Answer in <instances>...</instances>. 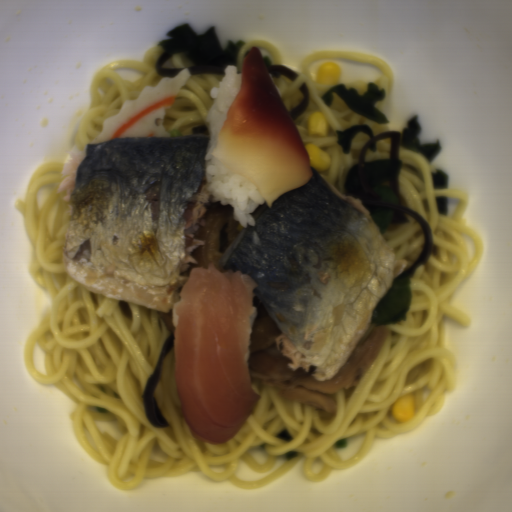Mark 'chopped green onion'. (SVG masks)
<instances>
[{"instance_id": "obj_2", "label": "chopped green onion", "mask_w": 512, "mask_h": 512, "mask_svg": "<svg viewBox=\"0 0 512 512\" xmlns=\"http://www.w3.org/2000/svg\"><path fill=\"white\" fill-rule=\"evenodd\" d=\"M171 133V137L172 136H183L181 131L180 130H177V129H173L171 131H169Z\"/></svg>"}, {"instance_id": "obj_1", "label": "chopped green onion", "mask_w": 512, "mask_h": 512, "mask_svg": "<svg viewBox=\"0 0 512 512\" xmlns=\"http://www.w3.org/2000/svg\"><path fill=\"white\" fill-rule=\"evenodd\" d=\"M347 445H348V442L345 439H341V440H338L337 442H335V446L338 450L347 448Z\"/></svg>"}]
</instances>
